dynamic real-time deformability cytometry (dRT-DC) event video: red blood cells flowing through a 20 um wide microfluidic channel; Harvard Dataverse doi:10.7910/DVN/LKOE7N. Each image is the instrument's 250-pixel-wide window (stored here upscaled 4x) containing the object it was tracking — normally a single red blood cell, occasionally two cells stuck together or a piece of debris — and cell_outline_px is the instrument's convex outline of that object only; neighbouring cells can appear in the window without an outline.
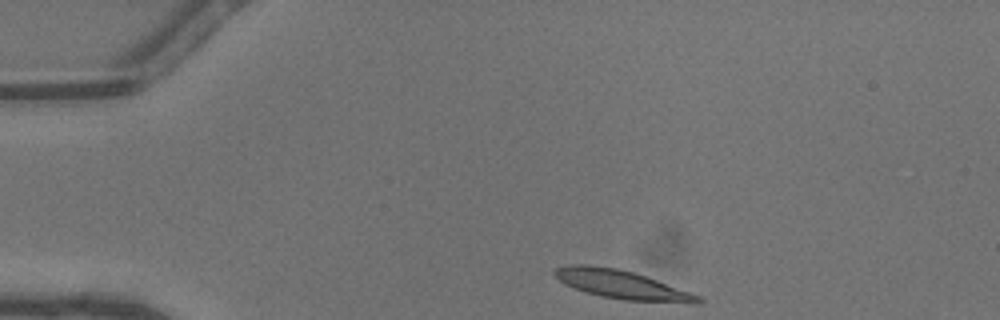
{"species": "common noctule bat (a hibernating species)", "species_latin": "Nyctalus noctula", "temperature_condition": "warm", "stored_images_in_passage": 29, "camera_frame_rate_fps": 3000, "um_per_image_px": 0.085, "animal": {"sex": "male", "body_mass_g": 13.3}, "frame": {"image": 1, "passage_image": 1, "time_ms": 0.0, "image_size_px": [1000, 320], "cell_outline_px": [[704, 300], [700, 304], [692, 304], [624, 300], [600, 296], [584, 292], [572, 288], [564, 284], [552, 272], [556, 268], [568, 264], [588, 264], [616, 268], [632, 272], [656, 280], [700, 296]], "centroid_in_image_um": [52.84, 24.2], "position_along_channel_um": 32.2, "area_um2": 24.04}}
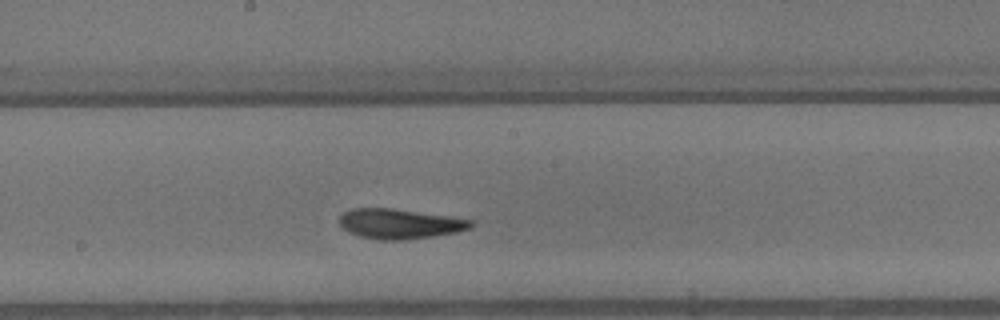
{"frame": {"image": 2, "passage_image": 17, "time_ms": 5.333, "image_size_px": [1000, 320], "cell_outline_px": [[472, 224], [468, 228], [456, 232], [408, 240], [376, 240], [360, 236], [348, 232], [340, 224], [340, 216], [344, 212], [352, 208], [392, 208], [448, 216], [472, 220]], "centroid_in_image_um": [33.93, 19.03], "position_along_channel_um": 214.3, "area_um2": 22.77}}
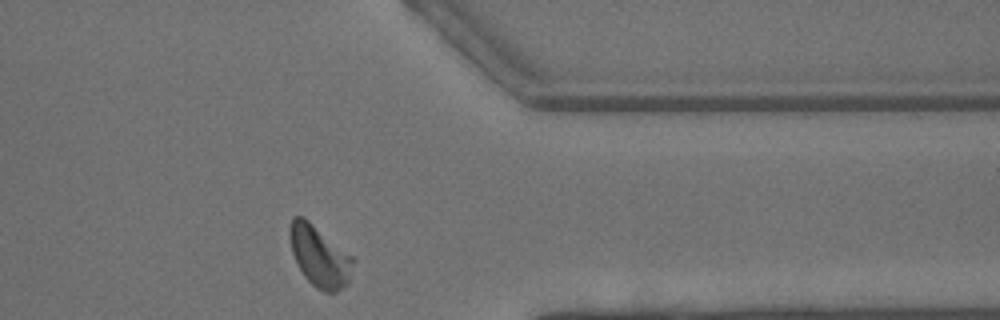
{"frame": {"image": 3, "passage_image": 29, "time_ms": 9.333, "image_size_px": [1000, 320], "cell_outline_px": [[356, 260], [348, 284], [336, 292], [324, 292], [316, 288], [304, 276], [292, 252], [292, 216], [304, 216], [352, 256]], "centroid_in_image_um": [27.23, 21.82], "position_along_channel_um": 384.2, "area_um2": 22.08}, "authors_computed_cell_mechanics": {"area_um2": 22.4842, "velocity_mm_per_s": 4.5272, "shape_relaxation_time_tau1_ms": 4.8049, "shape_relaxation_time_tau2_ms": 2.4921, "deformation_change_tau1": 0.2166, "deformation_change_tau2": 0.0979}}